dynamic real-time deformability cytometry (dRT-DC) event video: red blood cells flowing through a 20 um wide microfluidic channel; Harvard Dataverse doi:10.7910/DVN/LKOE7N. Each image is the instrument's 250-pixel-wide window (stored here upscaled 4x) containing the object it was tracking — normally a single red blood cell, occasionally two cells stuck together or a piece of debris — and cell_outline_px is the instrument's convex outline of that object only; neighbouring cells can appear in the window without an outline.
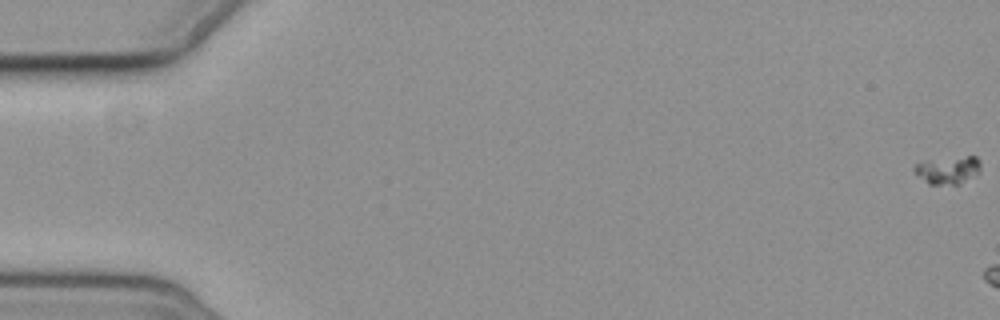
{"species": "common noctule bat (a hibernating species)", "species_latin": "Nyctalus noctula", "temperature_condition": "cold", "stored_images_in_passage": 3, "camera_frame_rate_fps": 3000, "um_per_image_px": 0.085, "animal": {"sex": "female", "body_mass_g": 19.3, "forearm_length_mm": 54.1}, "frame": {"image": 1, "passage_image": 1, "time_ms": 0.0, "image_size_px": [1000, 320], "cell_outline_px": [[980, 172], [960, 184], [928, 184], [912, 168], [916, 164], [928, 160], [968, 156], [976, 156], [980, 160]], "centroid_in_image_um": [80.62, 14.45], "position_along_channel_um": 4.4, "area_um2": 10.52}}